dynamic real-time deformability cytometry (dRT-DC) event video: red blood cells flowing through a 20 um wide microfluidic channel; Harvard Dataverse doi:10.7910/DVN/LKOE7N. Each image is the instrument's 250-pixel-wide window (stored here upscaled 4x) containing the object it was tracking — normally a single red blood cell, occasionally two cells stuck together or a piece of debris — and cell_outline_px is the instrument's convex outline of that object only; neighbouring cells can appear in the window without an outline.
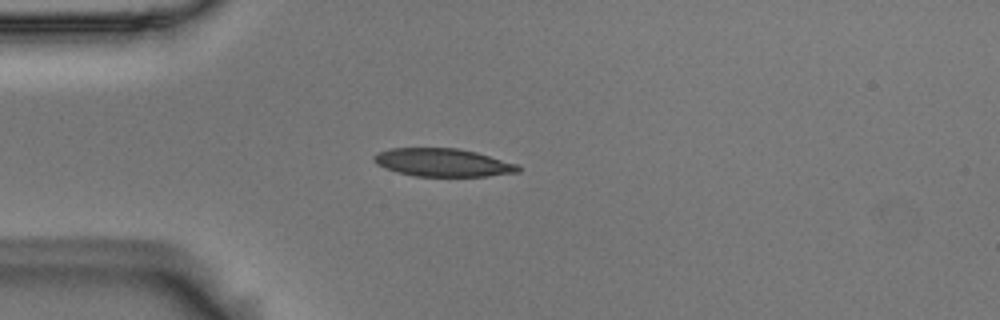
{"species": "Egyptian fruit bat (a non-hibernating species)", "species_latin": "Rousettus aegyptiacus", "temperature_condition": "room temperature", "stored_images_in_passage": 41, "camera_frame_rate_fps": 3000, "um_per_image_px": 0.085, "animal": {"sex": "male"}, "frame": {"image": 1, "passage_image": 1, "time_ms": 0.0, "image_size_px": [1000, 320], "cell_outline_px": [[520, 172], [488, 176], [416, 176], [396, 172], [384, 168], [376, 164], [372, 160], [372, 156], [388, 148], [460, 148], [476, 152], [516, 164], [520, 168]], "centroid_in_image_um": [37.6, 13.81], "position_along_channel_um": 47.4, "area_um2": 23.58}}
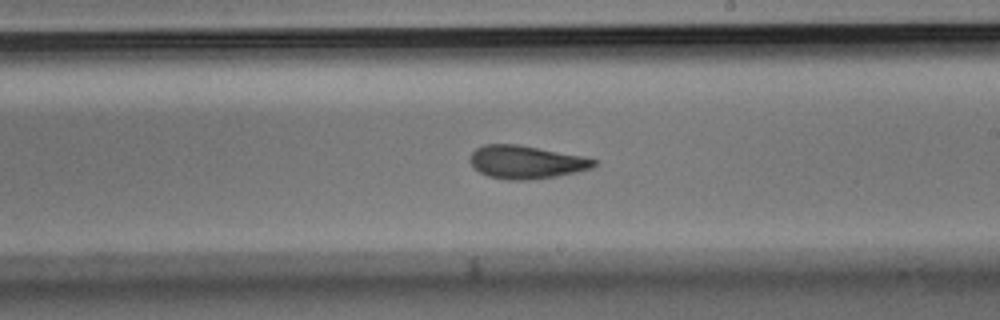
{"frame": {"image": 2, "passage_image": 18, "time_ms": 5.667, "image_size_px": [1000, 320], "cell_outline_px": [[600, 164], [592, 168], [556, 176], [528, 180], [508, 180], [488, 176], [480, 172], [468, 160], [472, 152], [476, 148], [484, 144], [516, 144], [584, 156], [596, 160]], "centroid_in_image_um": [44.73, 13.77], "position_along_channel_um": 244.3, "area_um2": 23.87}}
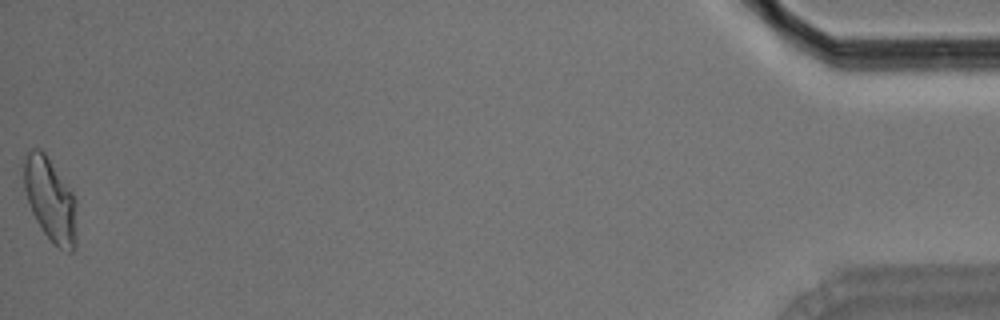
{"frame": {"image": 3, "passage_image": 41, "time_ms": 13.333, "image_size_px": [1000, 320], "cell_outline_px": [[76, 248], [72, 252], [68, 252], [60, 248], [44, 232], [36, 220], [32, 212], [24, 188], [24, 160], [28, 152], [32, 148], [40, 148], [44, 152], [72, 192], [76, 200]], "centroid_in_image_um": [4.29, 16.98], "position_along_channel_um": 430.9, "area_um2": 25.37}, "authors_computed_cell_mechanics": {"area_um2": 24.0448, "velocity_mm_per_s": 3.7066, "shape_relaxation_time_tau1_ms": 4.2579, "shape_relaxation_time_tau2_ms": 1.5597, "deformation_change_tau1": 0.1384, "deformation_change_tau2": 0.0755}}